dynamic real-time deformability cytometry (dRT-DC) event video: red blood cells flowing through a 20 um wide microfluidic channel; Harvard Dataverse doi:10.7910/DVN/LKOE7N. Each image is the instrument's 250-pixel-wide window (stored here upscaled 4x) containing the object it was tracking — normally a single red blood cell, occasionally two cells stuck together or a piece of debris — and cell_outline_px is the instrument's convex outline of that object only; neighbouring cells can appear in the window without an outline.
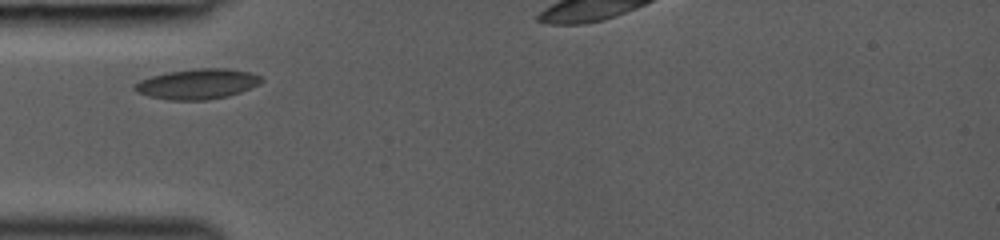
{"species": "common noctule bat (a hibernating species)", "species_latin": "Nyctalus noctula", "temperature_condition": "room temperature", "stored_images_in_passage": 5, "segment_of_instrument_passage": [1, 2], "camera_frame_rate_fps": 3000, "um_per_image_px": 0.085, "animal": {"sex": "female", "body_mass_g": 19.0, "forearm_length_mm": 53.3}, "frame": {"image": 1, "passage_image": 1, "time_ms": 0.0, "image_size_px": [1000, 240], "cell_outline_px": [[264, 80], [260, 84], [240, 92], [228, 96], [208, 100], [168, 100], [148, 96], [136, 92], [132, 88], [140, 80], [152, 76], [168, 72], [196, 68], [224, 68], [252, 72], [264, 76]], "centroid_in_image_um": [16.82, 7.13], "position_along_channel_um": 68.2, "area_um2": 22.54}}
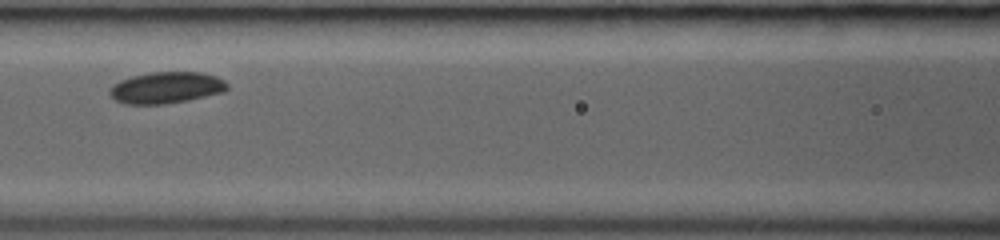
{"frame": {"image": 2, "passage_image": 3, "time_ms": 2.0, "image_size_px": [1000, 240], "cell_outline_px": [[228, 88], [224, 92], [188, 100], [164, 104], [124, 104], [116, 100], [108, 92], [120, 80], [132, 76], [152, 72], [200, 72], [216, 76], [224, 80], [228, 84]], "centroid_in_image_um": [14.17, 7.45], "position_along_channel_um": 152.4, "area_um2": 21.44}}
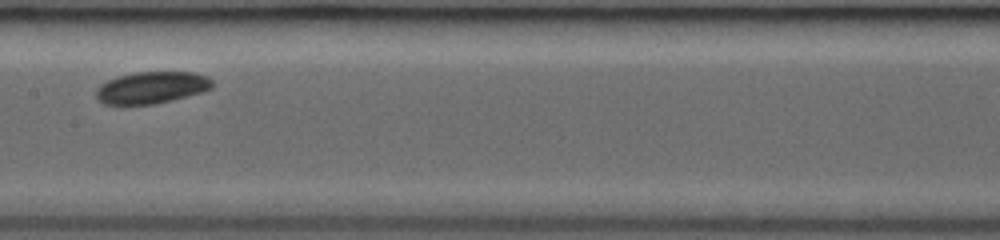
{"frame": {"image": 3, "passage_image": 4, "time_ms": 3.0, "image_size_px": [1000, 240], "cell_outline_px": [[212, 88], [204, 92], [156, 104], [124, 108], [120, 108], [104, 104], [96, 96], [96, 88], [100, 84], [108, 80], [120, 76], [136, 72], [192, 72], [208, 76], [212, 80]], "centroid_in_image_um": [12.84, 7.5], "position_along_channel_um": 194.6, "area_um2": 22.37}}